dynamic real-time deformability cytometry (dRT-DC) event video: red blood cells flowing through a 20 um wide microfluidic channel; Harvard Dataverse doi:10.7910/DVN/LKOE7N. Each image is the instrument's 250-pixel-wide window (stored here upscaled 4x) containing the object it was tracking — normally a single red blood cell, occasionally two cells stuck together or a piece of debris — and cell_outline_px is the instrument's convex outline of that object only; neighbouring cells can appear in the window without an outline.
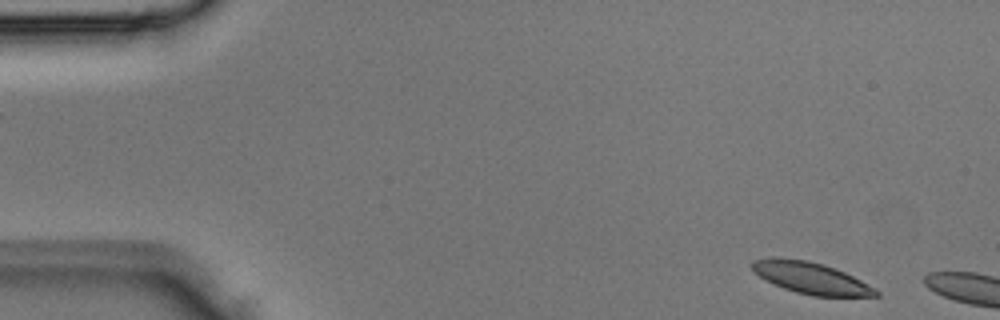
{"species": "Egyptian fruit bat (a non-hibernating species)", "species_latin": "Rousettus aegyptiacus", "temperature_condition": "room temperature", "stored_images_in_passage": 3, "segment_of_instrument_passage": [2, 2], "camera_frame_rate_fps": 3000, "um_per_image_px": 0.085, "animal": {"sex": "male"}, "frame": {"image": 1, "passage_image": 3, "time_ms": 0.667, "image_size_px": [1000, 320], "cell_outline_px": [[880, 296], [812, 296], [796, 292], [784, 288], [764, 280], [752, 272], [752, 260], [768, 256], [776, 256], [808, 260], [824, 264], [844, 272], [876, 288], [880, 292]], "centroid_in_image_um": [68.87, 23.6], "position_along_channel_um": 16.1, "area_um2": 23.12}}